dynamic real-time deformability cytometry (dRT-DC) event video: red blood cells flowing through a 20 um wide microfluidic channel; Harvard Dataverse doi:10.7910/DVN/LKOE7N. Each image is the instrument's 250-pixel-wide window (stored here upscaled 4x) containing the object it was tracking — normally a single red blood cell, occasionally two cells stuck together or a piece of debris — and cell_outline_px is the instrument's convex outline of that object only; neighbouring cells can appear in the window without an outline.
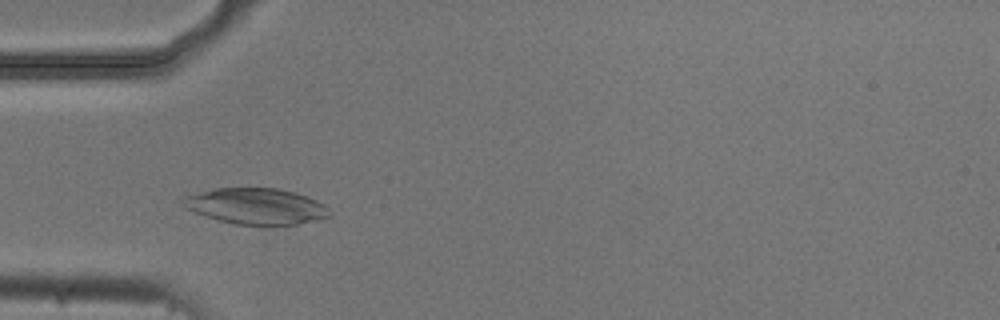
{"species": "common noctule bat (a hibernating species)", "species_latin": "Nyctalus noctula", "temperature_condition": "cold", "stored_images_in_passage": 9, "camera_frame_rate_fps": 3000, "um_per_image_px": 0.085, "animal": {"sex": "male", "body_mass_g": 20.5, "forearm_length_mm": 52.5}, "frame": {"image": 1, "passage_image": 6, "time_ms": 1.667, "image_size_px": [1000, 320], "cell_outline_px": [[332, 216], [316, 220], [296, 224], [236, 224], [204, 216], [184, 208], [180, 204], [180, 200], [184, 196], [216, 188], [276, 188], [292, 192], [316, 200], [324, 204], [328, 208]], "centroid_in_image_um": [21.72, 17.52], "position_along_channel_um": 63.3, "area_um2": 30.52}}